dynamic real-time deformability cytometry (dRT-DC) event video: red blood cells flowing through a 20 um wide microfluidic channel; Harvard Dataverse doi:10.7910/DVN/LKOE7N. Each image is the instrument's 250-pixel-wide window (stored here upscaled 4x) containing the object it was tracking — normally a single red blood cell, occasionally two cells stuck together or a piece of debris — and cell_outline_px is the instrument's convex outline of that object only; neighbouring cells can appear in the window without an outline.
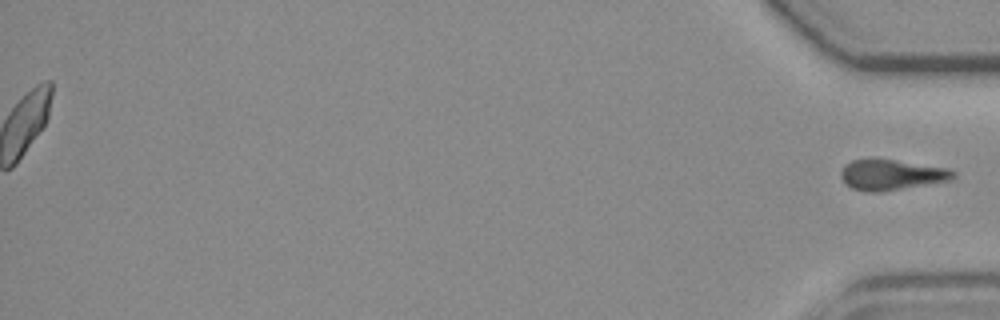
{"species": "common noctule bat (a hibernating species)", "species_latin": "Nyctalus noctula", "temperature_condition": "room temperature", "stored_images_in_passage": 12, "segment_of_instrument_passage": [2, 2], "camera_frame_rate_fps": 3000, "um_per_image_px": 0.085, "animal": {"sex": "female", "body_mass_g": 19.3, "forearm_length_mm": 54.1}, "frame": {"image": 1, "passage_image": 12, "time_ms": 15.333, "image_size_px": [1000, 320], "cell_outline_px": [[956, 176], [952, 180], [876, 192], [868, 192], [852, 188], [844, 184], [840, 176], [840, 172], [844, 164], [852, 160], [892, 160], [948, 168], [956, 172]], "centroid_in_image_um": [75.75, 14.86], "position_along_channel_um": 359.4, "area_um2": 19.65}}